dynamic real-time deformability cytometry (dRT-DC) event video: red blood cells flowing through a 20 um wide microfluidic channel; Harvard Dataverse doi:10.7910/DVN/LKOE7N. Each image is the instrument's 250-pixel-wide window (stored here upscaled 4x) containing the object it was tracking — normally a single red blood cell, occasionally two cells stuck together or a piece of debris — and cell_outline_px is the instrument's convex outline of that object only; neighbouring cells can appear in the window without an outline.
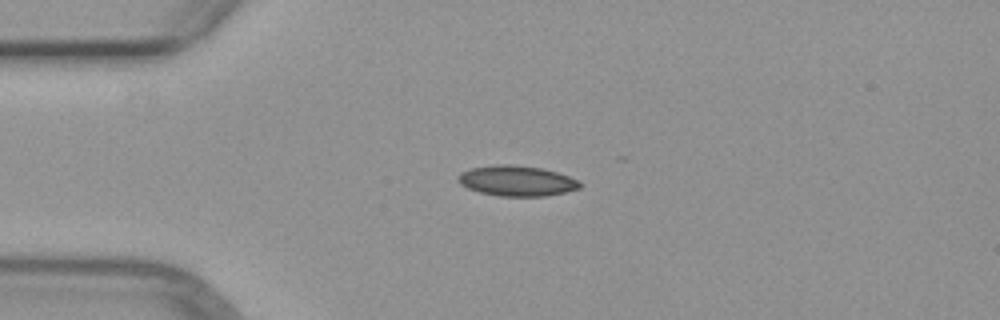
{"species": "common noctule bat (a hibernating species)", "species_latin": "Nyctalus noctula", "temperature_condition": "warm", "stored_images_in_passage": 3, "camera_frame_rate_fps": 3000, "um_per_image_px": 0.085, "animal": {"sex": "female", "body_mass_g": 29.2, "forearm_length_mm": 56.3}, "frame": {"image": 1, "passage_image": 3, "time_ms": 2.333, "image_size_px": [1000, 320], "cell_outline_px": [[584, 184], [580, 188], [564, 192], [544, 196], [500, 196], [480, 192], [468, 188], [460, 184], [456, 180], [460, 172], [472, 168], [496, 164], [512, 164], [544, 168], [568, 176]], "centroid_in_image_um": [43.91, 15.36], "position_along_channel_um": 41.1, "area_um2": 21.62}}